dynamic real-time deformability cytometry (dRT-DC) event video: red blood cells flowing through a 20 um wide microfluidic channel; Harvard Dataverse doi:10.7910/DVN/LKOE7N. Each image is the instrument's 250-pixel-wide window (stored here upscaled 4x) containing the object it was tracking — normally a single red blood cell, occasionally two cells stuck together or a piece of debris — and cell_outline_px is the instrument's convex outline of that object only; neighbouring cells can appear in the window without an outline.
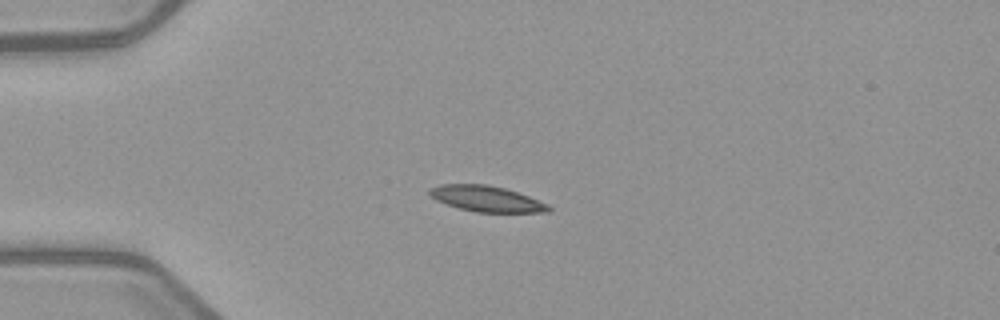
{"species": "common noctule bat (a hibernating species)", "species_latin": "Nyctalus noctula", "temperature_condition": "warm", "stored_images_in_passage": 5, "camera_frame_rate_fps": 3000, "um_per_image_px": 0.085, "animal": {"sex": "female", "body_mass_g": 21.9}, "frame": {"image": 1, "passage_image": 1, "time_ms": 0.0, "image_size_px": [1000, 320], "cell_outline_px": [[552, 208], [548, 212], [476, 212], [460, 208], [436, 200], [428, 192], [428, 188], [440, 184], [488, 184], [504, 188], [528, 196], [548, 204]], "centroid_in_image_um": [41.34, 16.88], "position_along_channel_um": 43.7, "area_um2": 17.74}}
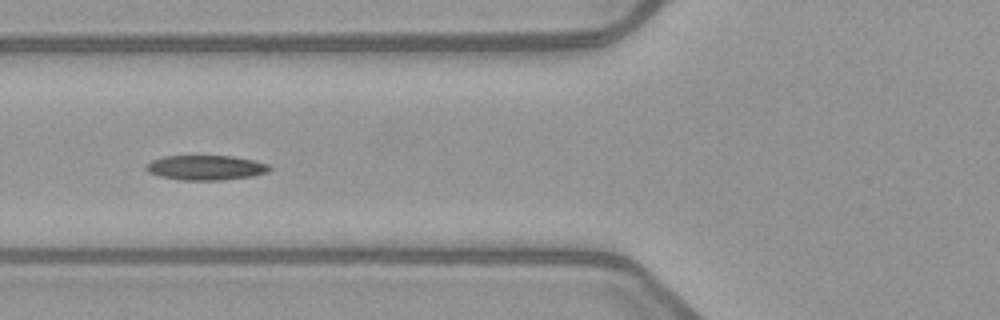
{"frame": {"image": 2, "passage_image": 3, "time_ms": 2.333, "image_size_px": [1000, 320], "cell_outline_px": [[272, 168], [268, 172], [252, 176], [220, 180], [180, 180], [160, 176], [148, 172], [144, 168], [144, 164], [152, 160], [164, 156], [232, 156], [252, 160], [268, 164]], "centroid_in_image_um": [17.46, 14.25], "position_along_channel_um": 108.3, "area_um2": 17.86}}